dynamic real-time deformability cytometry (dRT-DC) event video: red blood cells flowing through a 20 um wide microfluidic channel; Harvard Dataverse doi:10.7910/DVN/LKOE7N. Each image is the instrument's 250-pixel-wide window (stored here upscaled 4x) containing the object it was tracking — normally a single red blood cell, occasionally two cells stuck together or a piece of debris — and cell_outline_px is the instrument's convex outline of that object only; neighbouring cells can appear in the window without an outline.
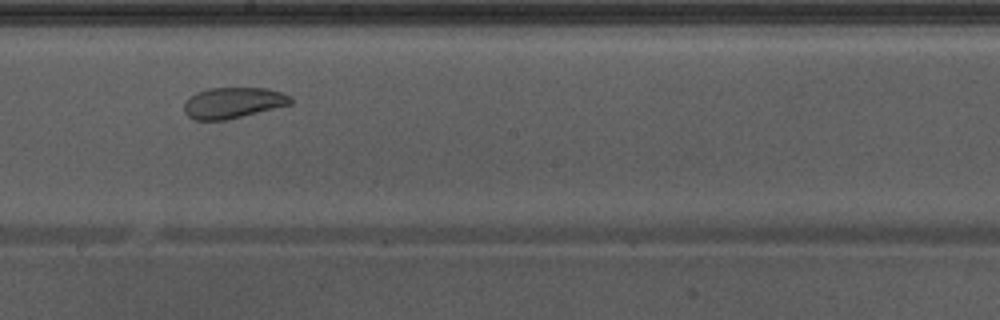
{"species": "Egyptian fruit bat (a non-hibernating species)", "species_latin": "Rousettus aegyptiacus", "temperature_condition": "warm", "stored_images_in_passage": 29, "segment_of_instrument_passage": [2, 2], "camera_frame_rate_fps": 3000, "um_per_image_px": 0.085, "animal": {"sex": "male"}, "frame": {"image": 1, "passage_image": 19, "time_ms": 6.0, "image_size_px": [1000, 320], "cell_outline_px": [[292, 104], [224, 120], [196, 120], [188, 116], [184, 112], [184, 104], [196, 92], [208, 88], [268, 88], [280, 92], [288, 96], [292, 100]], "centroid_in_image_um": [19.79, 8.73], "position_along_channel_um": 228.4, "area_um2": 18.9}}